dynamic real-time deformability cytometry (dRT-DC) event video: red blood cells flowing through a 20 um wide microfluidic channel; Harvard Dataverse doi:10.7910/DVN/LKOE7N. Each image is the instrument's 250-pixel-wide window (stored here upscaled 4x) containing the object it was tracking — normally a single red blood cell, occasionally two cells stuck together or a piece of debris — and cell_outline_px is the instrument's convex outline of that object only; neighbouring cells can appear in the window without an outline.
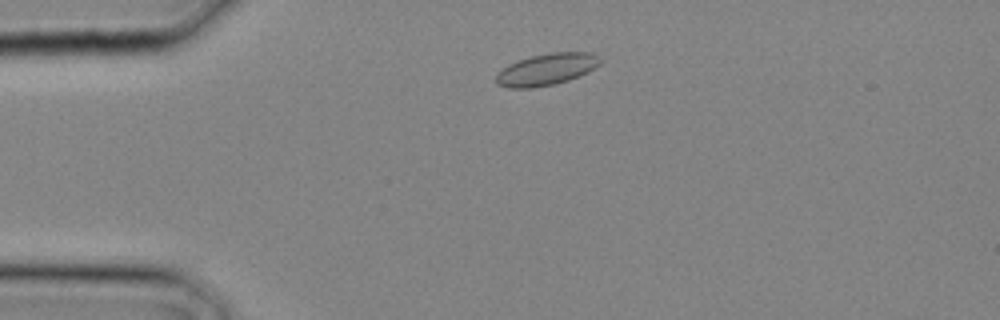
{"species": "common noctule bat (a hibernating species)", "species_latin": "Nyctalus noctula", "temperature_condition": "cold", "stored_images_in_passage": 22, "camera_frame_rate_fps": 3000, "um_per_image_px": 0.085, "animal": {"sex": "male", "body_mass_g": 20.4}, "frame": {"image": 1, "passage_image": 3, "time_ms": 0.667, "image_size_px": [1000, 320], "cell_outline_px": [[604, 60], [600, 64], [588, 72], [568, 80], [556, 84], [532, 88], [508, 88], [496, 84], [496, 72], [508, 64], [532, 56], [552, 52], [592, 52]], "centroid_in_image_um": [46.46, 5.9], "position_along_channel_um": 38.5, "area_um2": 19.42}}
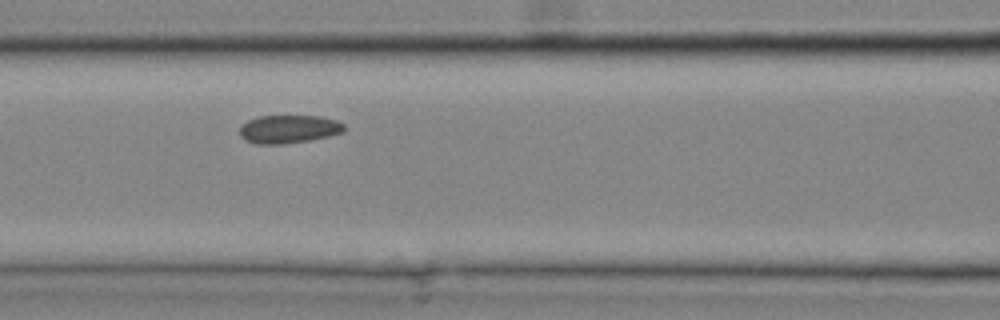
{"frame": {"image": 2, "passage_image": 9, "time_ms": 2.667, "image_size_px": [1000, 320], "cell_outline_px": [[344, 132], [328, 136], [308, 140], [280, 144], [256, 144], [244, 140], [240, 136], [240, 128], [248, 120], [260, 116], [320, 116], [336, 120], [344, 124]], "centroid_in_image_um": [24.53, 10.97], "position_along_channel_um": 142.1, "area_um2": 17.05}}
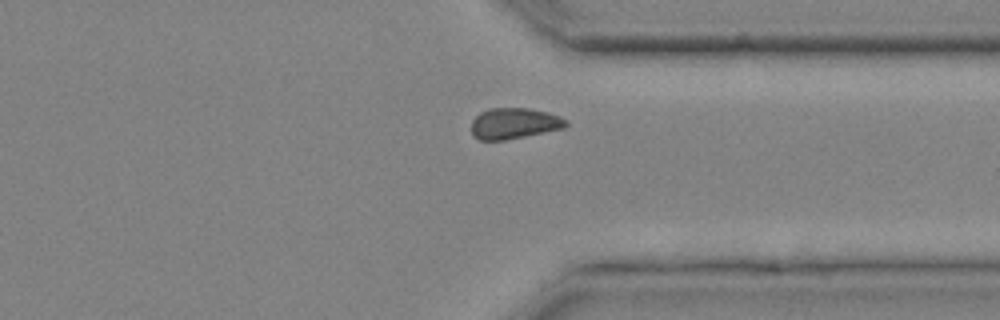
{"frame": {"image": 3, "passage_image": 19, "time_ms": 6.0, "image_size_px": [1000, 320], "cell_outline_px": [[568, 124], [564, 128], [504, 140], [480, 140], [472, 136], [472, 120], [480, 112], [492, 108], [528, 108], [548, 112], [560, 116], [568, 120]], "centroid_in_image_um": [43.71, 10.48], "position_along_channel_um": 367.7, "area_um2": 17.05}}